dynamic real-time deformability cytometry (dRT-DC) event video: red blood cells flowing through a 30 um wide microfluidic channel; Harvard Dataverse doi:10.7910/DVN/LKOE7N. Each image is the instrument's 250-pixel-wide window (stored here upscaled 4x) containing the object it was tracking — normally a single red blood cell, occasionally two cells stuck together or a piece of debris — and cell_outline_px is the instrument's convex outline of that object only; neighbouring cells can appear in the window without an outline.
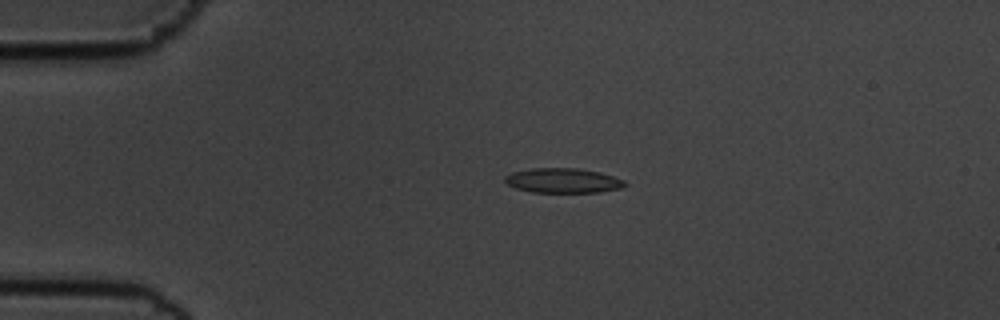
{"species": "common noctule bat (a hibernating species)", "species_latin": "Nyctalus noctula", "temperature_condition": "cold", "stored_images_in_passage": 16, "camera_frame_rate_fps": 3000, "um_per_image_px": 0.085, "animal": {"sex": "male", "body_mass_g": 19.5, "forearm_length_mm": 54.6}, "frame": {"image": 1, "passage_image": 12, "time_ms": 3.667, "image_size_px": [1000, 320], "cell_outline_px": [[628, 184], [620, 188], [600, 192], [532, 192], [516, 188], [508, 184], [504, 180], [504, 176], [512, 172], [532, 168], [576, 168], [600, 172], [624, 180]], "centroid_in_image_um": [47.85, 15.34], "position_along_channel_um": 37.2, "area_um2": 17.22}}